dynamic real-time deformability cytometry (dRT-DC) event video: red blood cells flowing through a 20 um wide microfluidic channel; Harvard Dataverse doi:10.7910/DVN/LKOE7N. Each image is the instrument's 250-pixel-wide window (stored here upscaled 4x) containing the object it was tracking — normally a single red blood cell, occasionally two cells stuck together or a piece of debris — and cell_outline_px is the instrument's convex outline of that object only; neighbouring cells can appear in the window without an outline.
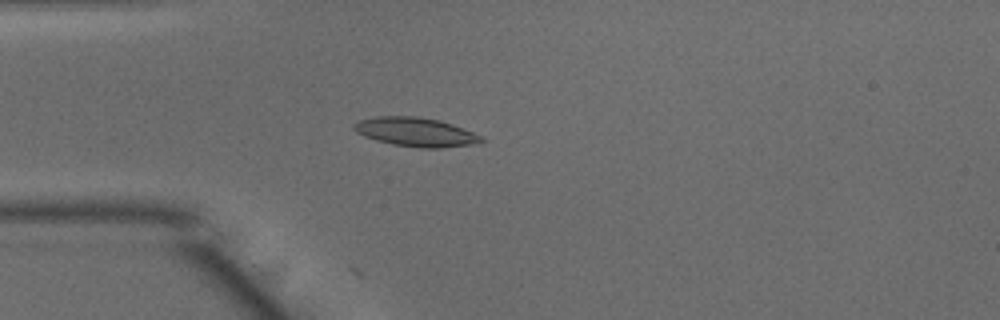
{"species": "common noctule bat (a hibernating species)", "species_latin": "Nyctalus noctula", "temperature_condition": "warm", "stored_images_in_passage": 14, "camera_frame_rate_fps": 3000, "um_per_image_px": 0.085, "animal": {"sex": "male", "body_mass_g": 15.6}, "frame": {"image": 1, "passage_image": 14, "time_ms": 4.333, "image_size_px": [1000, 320], "cell_outline_px": [[484, 140], [476, 144], [440, 148], [420, 148], [392, 144], [376, 140], [364, 136], [356, 132], [352, 128], [352, 124], [360, 120], [376, 116], [420, 116], [440, 120], [452, 124], [472, 132], [480, 136]], "centroid_in_image_um": [35.3, 11.22], "position_along_channel_um": 49.7, "area_um2": 21.56}}